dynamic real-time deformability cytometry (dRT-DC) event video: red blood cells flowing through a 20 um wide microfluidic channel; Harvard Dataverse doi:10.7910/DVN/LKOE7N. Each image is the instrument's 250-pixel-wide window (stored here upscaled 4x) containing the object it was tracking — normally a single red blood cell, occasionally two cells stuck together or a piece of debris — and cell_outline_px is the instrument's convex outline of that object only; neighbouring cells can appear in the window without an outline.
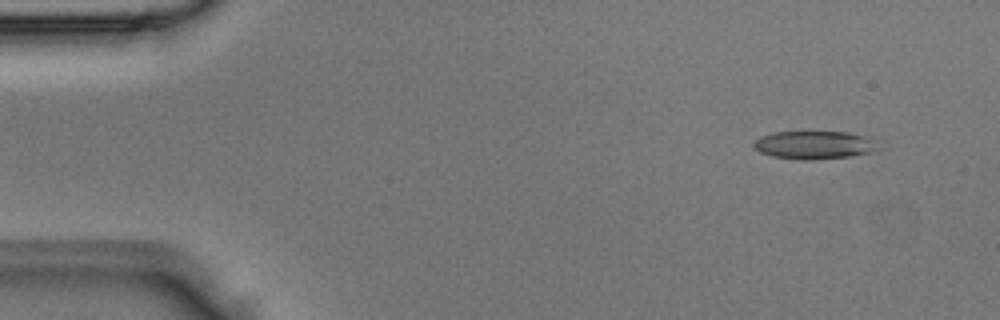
{"species": "Egyptian fruit bat (a non-hibernating species)", "species_latin": "Rousettus aegyptiacus", "temperature_condition": "room temperature", "stored_images_in_passage": 6, "segment_of_instrument_passage": [1, 2], "camera_frame_rate_fps": 3000, "um_per_image_px": 0.085, "animal": {"sex": "male"}, "frame": {"image": 1, "passage_image": 2, "time_ms": 0.333, "image_size_px": [1000, 320], "cell_outline_px": [[884, 148], [872, 152], [852, 156], [812, 160], [800, 160], [772, 156], [760, 152], [752, 144], [760, 136], [776, 132], [848, 132], [864, 136]], "centroid_in_image_um": [69.24, 12.33], "position_along_channel_um": 15.8, "area_um2": 20.4}}
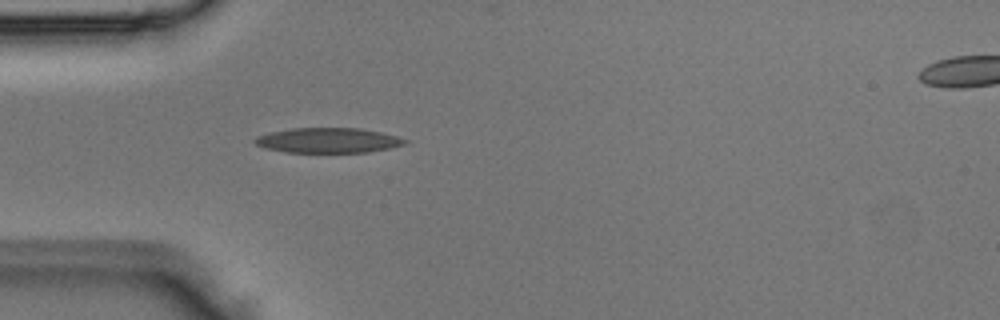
{"frame": {"image": 2, "passage_image": 5, "time_ms": 1.333, "image_size_px": [1000, 320], "cell_outline_px": [[408, 140], [404, 144], [388, 148], [368, 152], [284, 152], [264, 148], [256, 144], [252, 140], [256, 136], [268, 132], [292, 128], [360, 128], [380, 132], [396, 136]], "centroid_in_image_um": [27.82, 11.92], "position_along_channel_um": 57.2, "area_um2": 21.85}}